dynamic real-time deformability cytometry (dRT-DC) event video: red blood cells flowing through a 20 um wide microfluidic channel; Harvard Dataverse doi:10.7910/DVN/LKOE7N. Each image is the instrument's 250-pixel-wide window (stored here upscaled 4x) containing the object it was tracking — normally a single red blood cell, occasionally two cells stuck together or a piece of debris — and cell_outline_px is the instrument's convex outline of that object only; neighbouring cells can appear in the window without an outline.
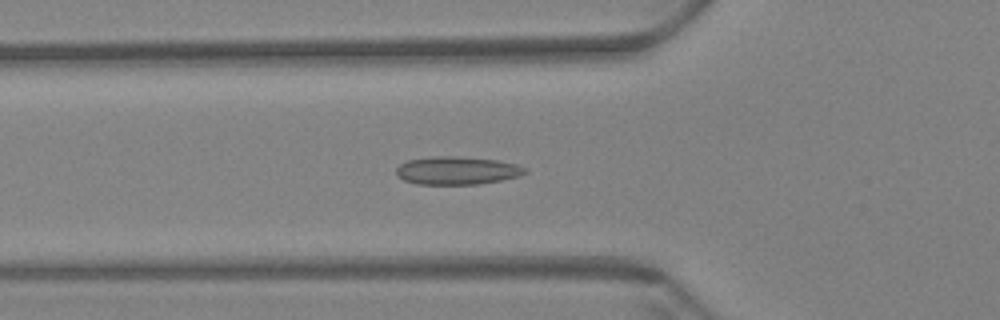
{"species": "Egyptian fruit bat (a non-hibernating species)", "species_latin": "Rousettus aegyptiacus", "temperature_condition": "warm", "stored_images_in_passage": 41, "camera_frame_rate_fps": 3000, "um_per_image_px": 0.085, "animal": {"sex": "female"}, "frame": {"image": 1, "passage_image": 3, "time_ms": 0.667, "image_size_px": [1000, 320], "cell_outline_px": [[528, 172], [520, 176], [500, 180], [476, 184], [416, 184], [404, 180], [396, 176], [396, 168], [400, 164], [408, 160], [436, 156], [456, 156], [496, 160], [516, 164], [524, 168]], "centroid_in_image_um": [38.82, 14.5], "position_along_channel_um": 87.0, "area_um2": 20.92}}
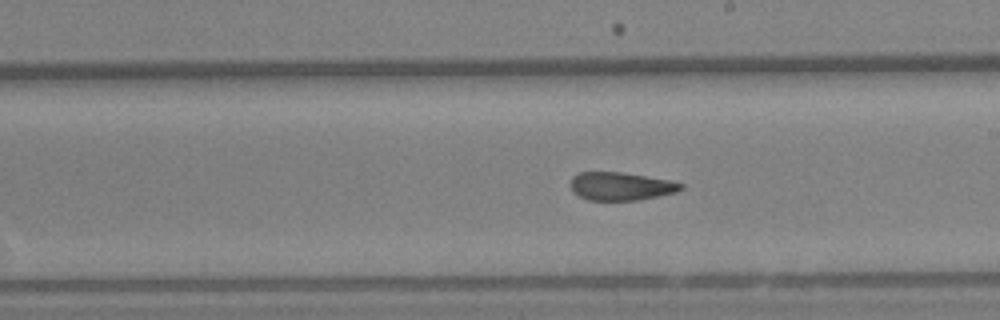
{"frame": {"image": 2, "passage_image": 16, "time_ms": 5.0, "image_size_px": [1000, 320], "cell_outline_px": [[684, 188], [676, 192], [640, 200], [588, 200], [580, 196], [572, 188], [572, 176], [580, 172], [620, 172], [672, 180], [684, 184]], "centroid_in_image_um": [52.83, 15.83], "position_along_channel_um": 236.2, "area_um2": 17.98}}
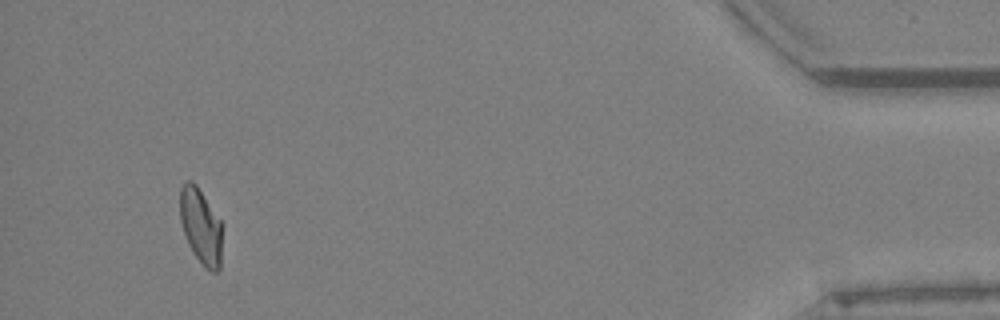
{"frame": {"image": 3, "passage_image": 38, "time_ms": 12.333, "image_size_px": [1000, 320], "cell_outline_px": [[220, 268], [216, 272], [212, 272], [196, 256], [188, 244], [180, 220], [180, 188], [188, 180], [192, 180], [196, 184], [220, 220]], "centroid_in_image_um": [17.04, 19.18], "position_along_channel_um": 418.2, "area_um2": 17.92}, "authors_computed_cell_mechanics": {"area_um2": 19.1896, "velocity_mm_per_s": 3.4582, "shape_relaxation_time_tau1_ms": null, "shape_relaxation_time_tau2_ms": 1.8947, "deformation_change_tau1": null, "deformation_change_tau2": 0.0687}}